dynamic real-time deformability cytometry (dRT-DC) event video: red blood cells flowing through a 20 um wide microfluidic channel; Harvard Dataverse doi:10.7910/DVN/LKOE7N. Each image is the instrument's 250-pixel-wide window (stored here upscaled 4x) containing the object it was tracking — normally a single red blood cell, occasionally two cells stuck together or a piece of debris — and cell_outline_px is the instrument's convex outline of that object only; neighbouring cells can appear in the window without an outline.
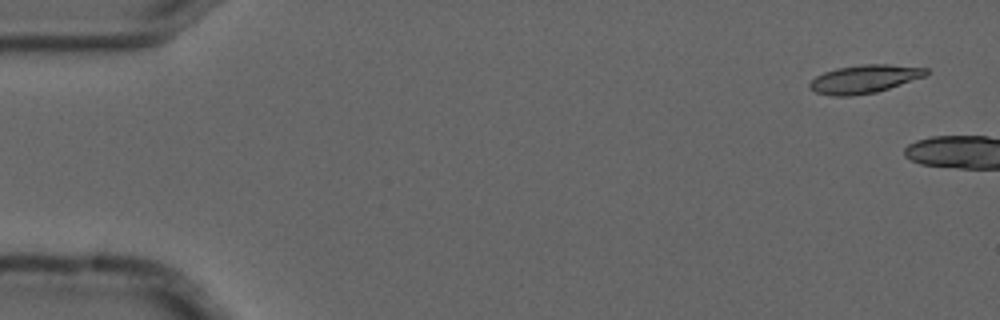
{"species": "common noctule bat (a hibernating species)", "species_latin": "Nyctalus noctula", "temperature_condition": "cold", "stored_images_in_passage": 3, "camera_frame_rate_fps": 3000, "um_per_image_px": 0.085, "animal": {"sex": "male", "forearm_length_mm": 52.5}, "frame": {"image": 1, "passage_image": 1, "time_ms": 0.0, "image_size_px": [1000, 320], "cell_outline_px": [[928, 76], [876, 92], [852, 96], [832, 96], [816, 92], [808, 88], [808, 84], [816, 76], [824, 72], [836, 68], [864, 64], [888, 64], [928, 68]], "centroid_in_image_um": [73.49, 6.71], "position_along_channel_um": 11.5, "area_um2": 19.31}}